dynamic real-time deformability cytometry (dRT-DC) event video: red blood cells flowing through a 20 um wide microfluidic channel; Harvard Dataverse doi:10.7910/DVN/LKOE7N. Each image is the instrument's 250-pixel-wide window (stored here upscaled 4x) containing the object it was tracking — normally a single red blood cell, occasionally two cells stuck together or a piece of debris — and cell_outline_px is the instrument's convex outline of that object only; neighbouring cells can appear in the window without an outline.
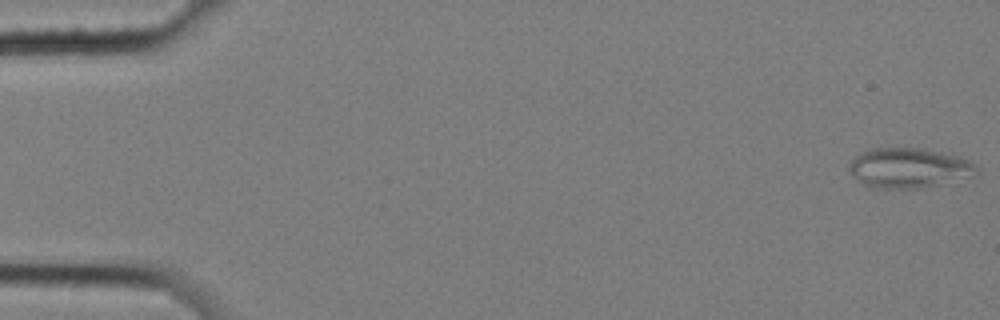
{"species": "common noctule bat (a hibernating species)", "species_latin": "Nyctalus noctula", "temperature_condition": "cold", "stored_images_in_passage": 5, "camera_frame_rate_fps": 3000, "um_per_image_px": 0.085, "animal": {"sex": "female", "body_mass_g": 25.1}, "frame": {"image": 1, "passage_image": 1, "time_ms": 0.0, "image_size_px": [1000, 320], "cell_outline_px": [[980, 172], [976, 176], [916, 188], [884, 188], [864, 184], [848, 172], [848, 164], [860, 152], [872, 148], [924, 148], [956, 156], [968, 160]], "centroid_in_image_um": [77.23, 14.26], "position_along_channel_um": 7.8, "area_um2": 29.3}}